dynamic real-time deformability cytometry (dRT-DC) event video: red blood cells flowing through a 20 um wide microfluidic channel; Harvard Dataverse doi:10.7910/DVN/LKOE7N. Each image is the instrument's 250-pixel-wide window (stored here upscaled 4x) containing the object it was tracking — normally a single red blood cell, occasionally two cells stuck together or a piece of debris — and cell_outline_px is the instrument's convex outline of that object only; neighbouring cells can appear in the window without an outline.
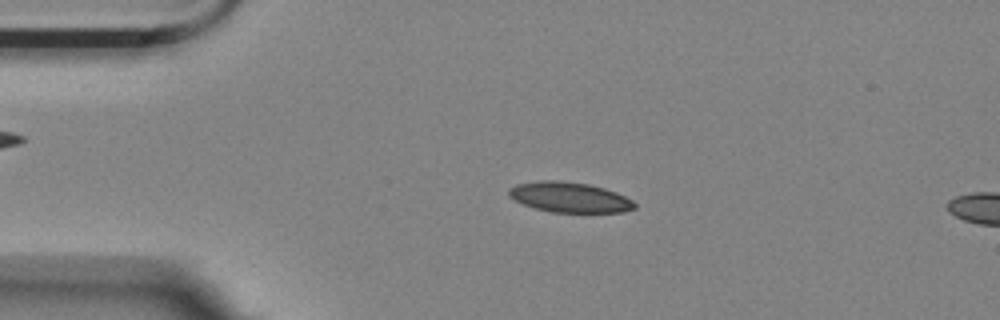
{"species": "Egyptian fruit bat (a non-hibernating species)", "species_latin": "Rousettus aegyptiacus", "temperature_condition": "room temperature", "stored_images_in_passage": 15, "camera_frame_rate_fps": 3000, "um_per_image_px": 0.085, "animal": {"sex": "female"}, "frame": {"image": 1, "passage_image": 11, "time_ms": 3.333, "image_size_px": [1000, 320], "cell_outline_px": [[636, 208], [624, 212], [552, 212], [536, 208], [524, 204], [508, 196], [508, 188], [516, 184], [540, 180], [556, 180], [588, 184], [604, 188], [616, 192], [632, 200], [636, 204]], "centroid_in_image_um": [48.41, 16.76], "position_along_channel_um": 36.6, "area_um2": 22.08}}